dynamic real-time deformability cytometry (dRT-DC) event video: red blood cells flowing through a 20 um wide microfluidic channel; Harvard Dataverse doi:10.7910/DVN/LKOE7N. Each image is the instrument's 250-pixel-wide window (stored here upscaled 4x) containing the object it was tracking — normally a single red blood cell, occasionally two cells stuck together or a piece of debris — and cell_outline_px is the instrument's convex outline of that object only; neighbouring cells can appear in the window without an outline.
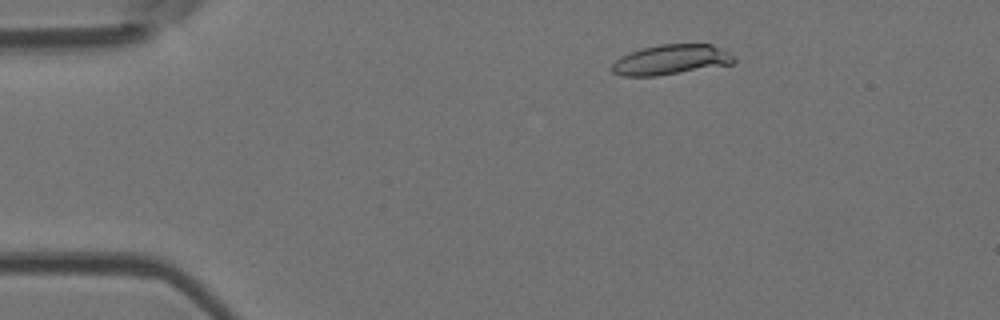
{"species": "Egyptian fruit bat (a non-hibernating species)", "species_latin": "Rousettus aegyptiacus", "temperature_condition": "room temperature", "stored_images_in_passage": 4, "camera_frame_rate_fps": 3000, "um_per_image_px": 0.085, "animal": {"sex": "female"}, "frame": {"image": 1, "passage_image": 2, "time_ms": 1.333, "image_size_px": [1000, 320], "cell_outline_px": [[736, 60], [732, 64], [656, 76], [620, 76], [612, 72], [612, 64], [620, 56], [644, 48], [660, 44], [712, 44], [728, 52]], "centroid_in_image_um": [57.02, 5.08], "position_along_channel_um": 28.0, "area_um2": 21.15}}